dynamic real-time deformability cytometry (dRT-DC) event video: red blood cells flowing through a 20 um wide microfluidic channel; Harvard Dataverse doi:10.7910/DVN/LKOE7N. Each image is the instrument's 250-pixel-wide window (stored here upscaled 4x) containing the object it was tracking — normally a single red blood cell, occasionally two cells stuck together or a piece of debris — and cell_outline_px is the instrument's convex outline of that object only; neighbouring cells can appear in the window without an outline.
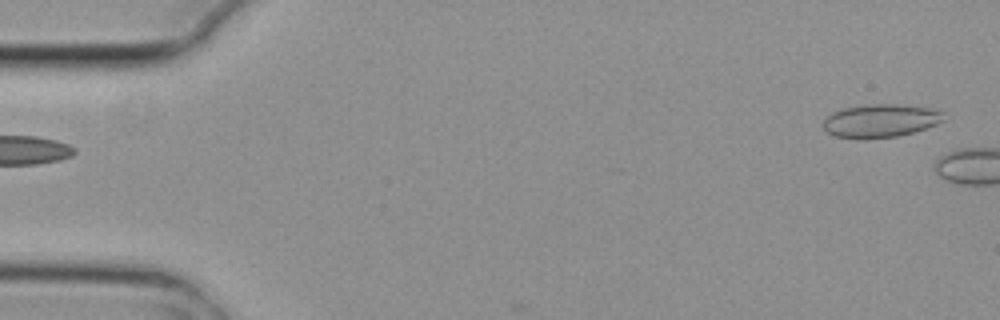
{"species": "common noctule bat (a hibernating species)", "species_latin": "Nyctalus noctula", "temperature_condition": "cold", "stored_images_in_passage": 6, "camera_frame_rate_fps": 3000, "um_per_image_px": 0.085, "animal": {"sex": "female", "body_mass_g": 29.2, "forearm_length_mm": 56.3}, "frame": {"image": 1, "passage_image": 1, "time_ms": 0.0, "image_size_px": [1000, 320], "cell_outline_px": [[944, 120], [936, 124], [912, 132], [896, 136], [864, 140], [836, 136], [828, 132], [824, 128], [824, 120], [832, 112], [844, 108], [872, 104], [896, 104], [928, 108], [944, 112]], "centroid_in_image_um": [74.83, 10.27], "position_along_channel_um": 10.2, "area_um2": 23.12}}